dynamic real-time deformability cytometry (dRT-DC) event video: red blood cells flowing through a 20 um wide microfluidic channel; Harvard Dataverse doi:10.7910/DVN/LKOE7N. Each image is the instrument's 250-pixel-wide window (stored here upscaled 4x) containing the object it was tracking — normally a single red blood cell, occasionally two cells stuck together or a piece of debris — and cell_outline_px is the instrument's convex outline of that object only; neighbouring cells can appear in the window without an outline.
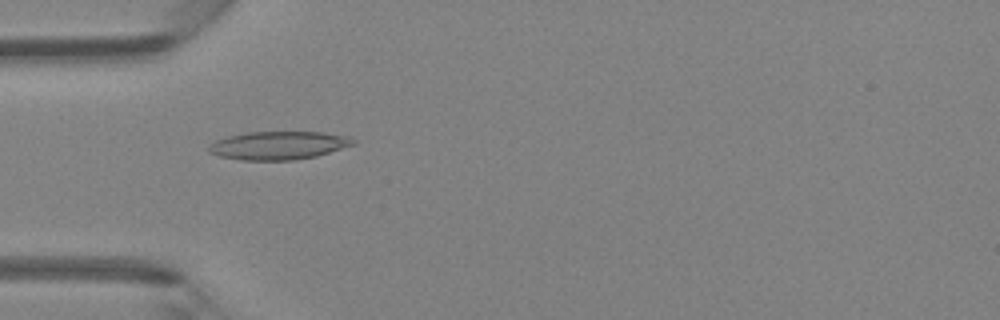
{"species": "Egyptian fruit bat (a non-hibernating species)", "species_latin": "Rousettus aegyptiacus", "temperature_condition": "room temperature", "stored_images_in_passage": 48, "camera_frame_rate_fps": 3000, "um_per_image_px": 0.085, "animal": {"sex": "female"}, "frame": {"image": 1, "passage_image": 15, "time_ms": 4.667, "image_size_px": [1000, 320], "cell_outline_px": [[356, 144], [316, 156], [292, 160], [240, 160], [220, 156], [208, 152], [208, 144], [216, 140], [228, 136], [248, 132], [324, 132], [348, 136], [356, 140]], "centroid_in_image_um": [23.67, 12.36], "position_along_channel_um": 61.3, "area_um2": 23.81}}
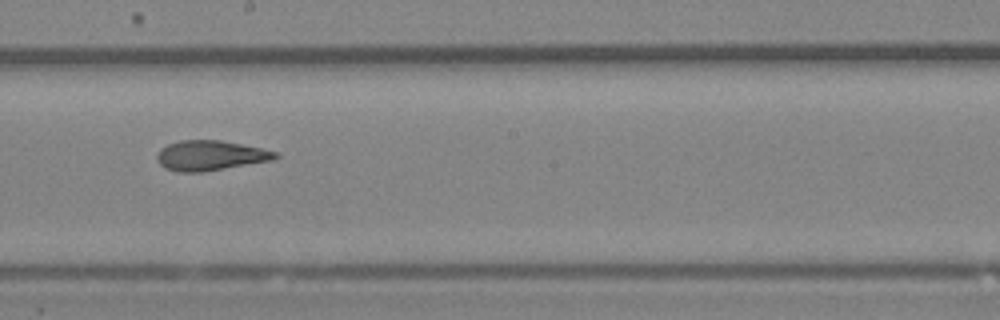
{"frame": {"image": 2, "passage_image": 27, "time_ms": 8.667, "image_size_px": [1000, 320], "cell_outline_px": [[280, 156], [272, 160], [204, 172], [176, 172], [164, 168], [156, 160], [156, 156], [160, 148], [168, 144], [180, 140], [220, 140], [280, 152]], "centroid_in_image_um": [17.86, 13.22], "position_along_channel_um": 230.3, "area_um2": 20.81}}
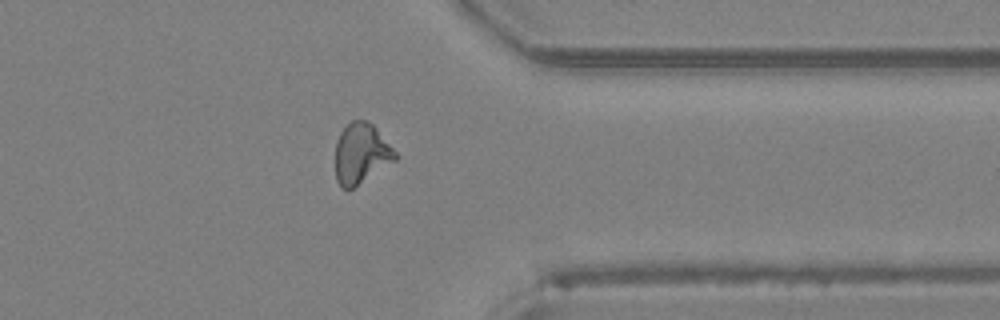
{"frame": {"image": 3, "passage_image": 38, "time_ms": 12.333, "image_size_px": [1000, 320], "cell_outline_px": [[400, 156], [396, 160], [348, 192], [340, 188], [336, 180], [336, 140], [340, 132], [352, 120], [364, 120], [372, 124], [376, 128]], "centroid_in_image_um": [30.69, 13.09], "position_along_channel_um": 380.7, "area_um2": 21.33}, "authors_computed_cell_mechanics": {"area_um2": 21.2993, "velocity_mm_per_s": 4.2911, "shape_relaxation_time_tau1_ms": null, "shape_relaxation_time_tau2_ms": 2.3413, "deformation_change_tau1": null, "deformation_change_tau2": 0.1025}}